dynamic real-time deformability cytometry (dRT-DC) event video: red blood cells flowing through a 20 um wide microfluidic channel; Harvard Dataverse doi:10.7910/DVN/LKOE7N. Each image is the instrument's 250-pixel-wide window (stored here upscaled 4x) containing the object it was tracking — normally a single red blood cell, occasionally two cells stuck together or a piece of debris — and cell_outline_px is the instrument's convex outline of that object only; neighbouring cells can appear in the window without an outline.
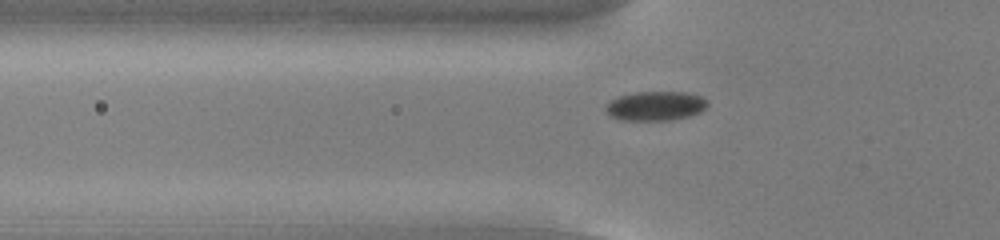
{"species": "common noctule bat (a hibernating species)", "species_latin": "Nyctalus noctula", "temperature_condition": "cold", "stored_images_in_passage": 52, "camera_frame_rate_fps": 3000, "um_per_image_px": 0.085, "animal": {"sex": "male", "body_mass_g": 13.0, "forearm_length_mm": 53.1}, "frame": {"image": 1, "passage_image": 16, "time_ms": 5.0, "image_size_px": [1000, 240], "cell_outline_px": [[708, 104], [700, 112], [688, 116], [672, 120], [620, 120], [612, 116], [604, 108], [604, 104], [620, 96], [636, 92], [684, 92], [700, 96], [708, 100]], "centroid_in_image_um": [55.71, 9.0], "position_along_channel_um": 70.1, "area_um2": 17.28}}
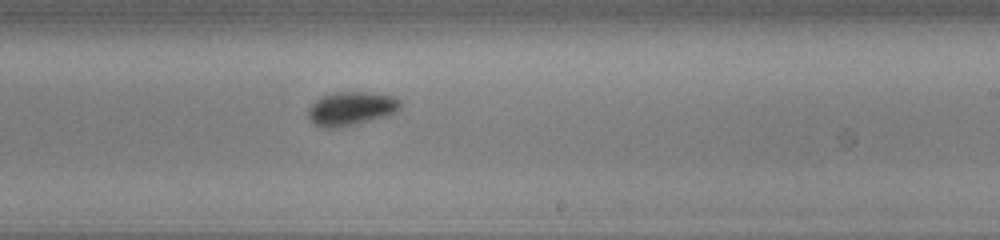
{"frame": {"image": 2, "passage_image": 31, "time_ms": 10.0, "image_size_px": [1000, 240], "cell_outline_px": [[400, 108], [396, 112], [388, 116], [340, 128], [324, 128], [312, 124], [308, 116], [308, 108], [320, 96], [332, 92], [372, 92], [396, 96], [400, 100]], "centroid_in_image_um": [29.85, 9.23], "position_along_channel_um": 259.2, "area_um2": 18.55}}
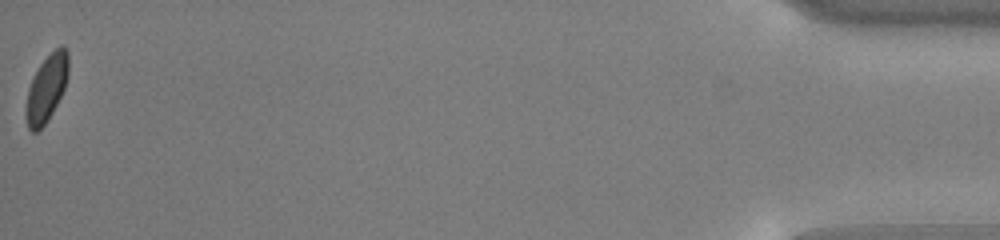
{"frame": {"image": 3, "passage_image": 52, "time_ms": 17.0, "image_size_px": [1000, 240], "cell_outline_px": [[68, 76], [64, 88], [48, 120], [36, 132], [32, 132], [28, 128], [24, 116], [24, 112], [28, 88], [40, 64], [60, 44], [68, 52]], "centroid_in_image_um": [3.93, 7.53], "position_along_channel_um": 431.3, "area_um2": 16.36}}